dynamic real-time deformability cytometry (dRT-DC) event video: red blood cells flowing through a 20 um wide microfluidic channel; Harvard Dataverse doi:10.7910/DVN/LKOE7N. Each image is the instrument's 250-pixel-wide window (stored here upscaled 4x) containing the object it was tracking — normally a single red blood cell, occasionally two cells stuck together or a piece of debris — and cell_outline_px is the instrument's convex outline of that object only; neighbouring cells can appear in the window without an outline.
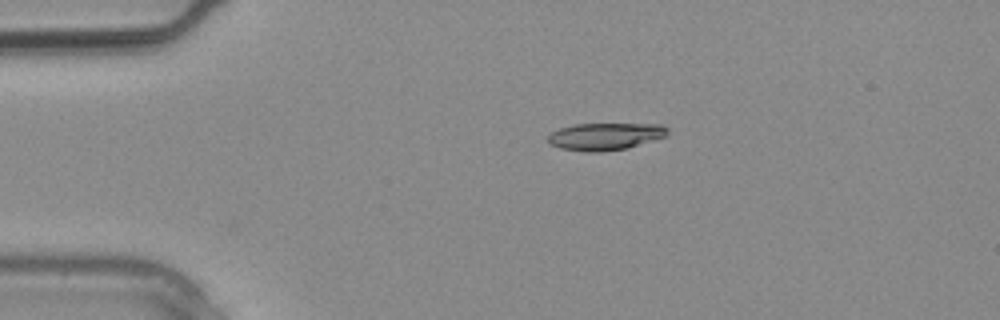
{"species": "common noctule bat (a hibernating species)", "species_latin": "Nyctalus noctula", "temperature_condition": "warm", "stored_images_in_passage": 2, "camera_frame_rate_fps": 3000, "um_per_image_px": 0.085, "animal": {"sex": "male", "body_mass_g": 20.4}, "frame": {"image": 1, "passage_image": 1, "time_ms": 0.0, "image_size_px": [1000, 320], "cell_outline_px": [[668, 136], [628, 148], [600, 152], [584, 152], [560, 148], [548, 144], [548, 136], [552, 132], [560, 128], [572, 124], [664, 124], [668, 128]], "centroid_in_image_um": [51.46, 11.6], "position_along_channel_um": 33.5, "area_um2": 19.25}}